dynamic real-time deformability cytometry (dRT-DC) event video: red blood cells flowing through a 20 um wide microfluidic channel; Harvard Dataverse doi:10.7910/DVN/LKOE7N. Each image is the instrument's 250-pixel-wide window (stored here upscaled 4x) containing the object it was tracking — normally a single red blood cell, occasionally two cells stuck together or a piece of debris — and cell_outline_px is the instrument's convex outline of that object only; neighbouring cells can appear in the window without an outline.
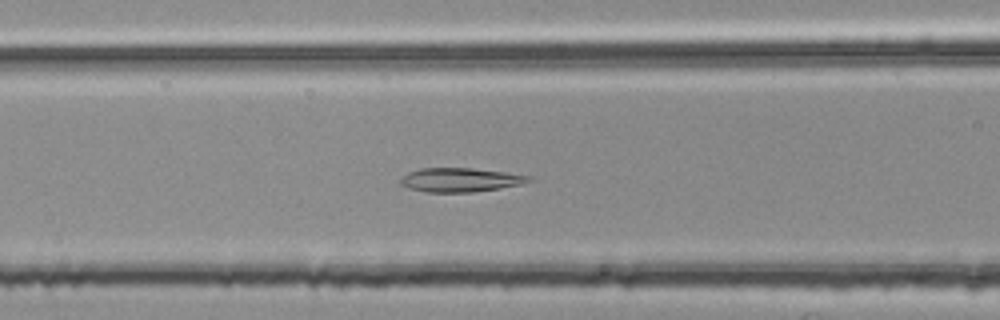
{"species": "common noctule bat (a hibernating species)", "species_latin": "Nyctalus noctula", "temperature_condition": "room temperature", "stored_images_in_passage": 53, "camera_frame_rate_fps": 3000, "um_per_image_px": 0.085, "animal": {"sex": "female", "body_mass_g": 25.1}, "frame": {"image": 1, "passage_image": 21, "time_ms": 6.667, "image_size_px": [1000, 320], "cell_outline_px": [[532, 180], [520, 184], [472, 192], [424, 192], [408, 188], [400, 184], [400, 180], [408, 172], [420, 168], [472, 168], [504, 172], [532, 176]], "centroid_in_image_um": [39.08, 15.28], "position_along_channel_um": 127.5, "area_um2": 17.74}}
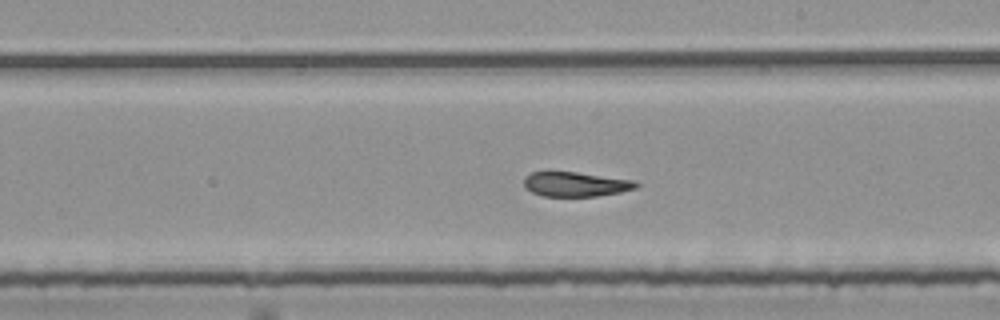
{"frame": {"image": 2, "passage_image": 30, "time_ms": 9.667, "image_size_px": [1000, 320], "cell_outline_px": [[640, 184], [636, 188], [620, 192], [596, 196], [544, 196], [532, 192], [524, 188], [524, 176], [532, 172], [548, 168], [636, 180]], "centroid_in_image_um": [48.86, 15.61], "position_along_channel_um": 240.1, "area_um2": 16.82}}
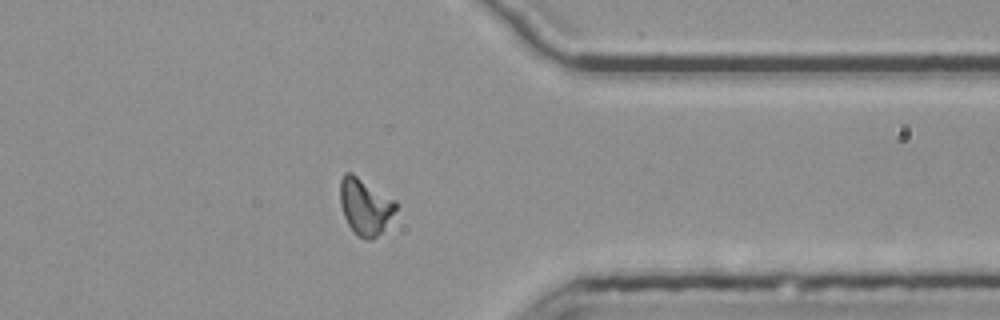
{"frame": {"image": 3, "passage_image": 42, "time_ms": 13.667, "image_size_px": [1000, 320], "cell_outline_px": [[396, 208], [380, 232], [372, 240], [364, 240], [356, 236], [348, 224], [344, 216], [340, 204], [340, 180], [344, 172], [352, 172], [396, 200]], "centroid_in_image_um": [30.99, 17.52], "position_along_channel_um": 380.4, "area_um2": 18.26}, "authors_computed_cell_mechanics": {"area_um2": 17.629, "velocity_mm_per_s": 3.7689, "shape_relaxation_time_tau1_ms": null, "shape_relaxation_time_tau2_ms": 1.8585, "deformation_change_tau1": null, "deformation_change_tau2": 0.0917}}